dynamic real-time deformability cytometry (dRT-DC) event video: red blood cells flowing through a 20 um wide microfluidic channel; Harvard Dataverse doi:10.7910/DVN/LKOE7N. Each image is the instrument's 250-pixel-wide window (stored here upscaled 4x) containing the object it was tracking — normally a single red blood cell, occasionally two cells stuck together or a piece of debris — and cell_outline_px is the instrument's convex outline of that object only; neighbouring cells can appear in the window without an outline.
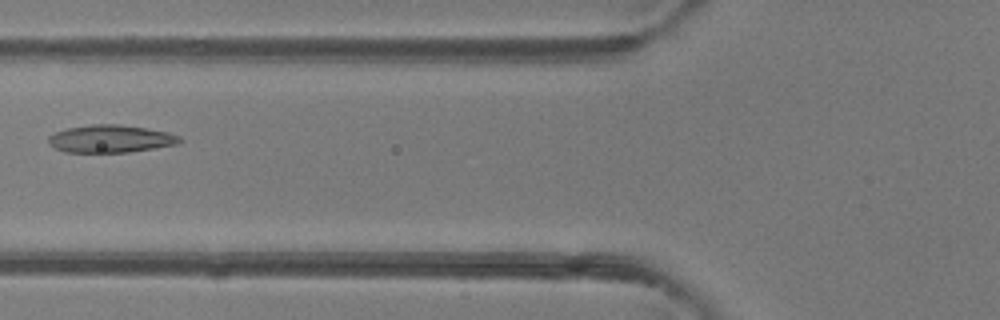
{"species": "common noctule bat (a hibernating species)", "species_latin": "Nyctalus noctula", "temperature_condition": "room temperature", "stored_images_in_passage": 5, "camera_frame_rate_fps": 3000, "um_per_image_px": 0.085, "animal": {"sex": "female"}, "frame": {"image": 1, "passage_image": 3, "time_ms": 0.667, "image_size_px": [1000, 320], "cell_outline_px": [[184, 140], [176, 144], [128, 152], [64, 152], [48, 144], [48, 136], [56, 132], [68, 128], [92, 124], [120, 124], [168, 132], [180, 136]], "centroid_in_image_um": [9.39, 11.79], "position_along_channel_um": 116.4, "area_um2": 20.98}}
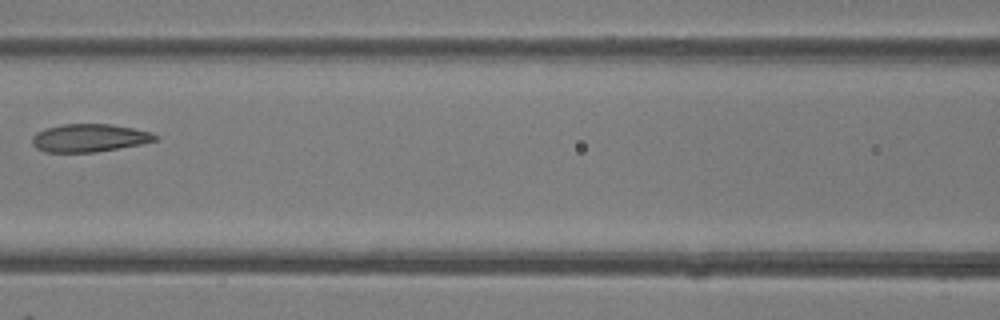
{"frame": {"image": 2, "passage_image": 4, "time_ms": 1.0, "image_size_px": [1000, 320], "cell_outline_px": [[160, 140], [140, 144], [96, 152], [44, 152], [36, 148], [32, 144], [32, 136], [36, 132], [44, 128], [64, 124], [112, 124], [152, 132], [160, 136]], "centroid_in_image_um": [7.6, 11.72], "position_along_channel_um": 159.0, "area_um2": 20.23}}
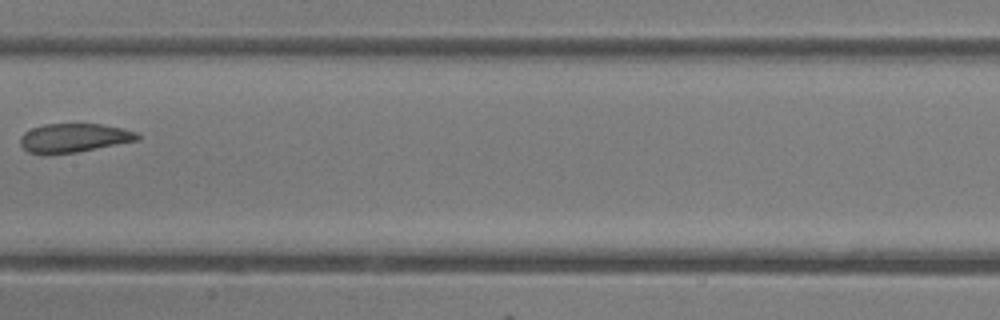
{"frame": {"image": 3, "passage_image": 5, "time_ms": 1.333, "image_size_px": [1000, 320], "cell_outline_px": [[140, 140], [76, 152], [28, 152], [20, 144], [20, 136], [24, 132], [32, 128], [44, 124], [100, 124], [124, 128], [136, 132], [140, 136]], "centroid_in_image_um": [6.33, 11.69], "position_along_channel_um": 201.1, "area_um2": 19.31}}